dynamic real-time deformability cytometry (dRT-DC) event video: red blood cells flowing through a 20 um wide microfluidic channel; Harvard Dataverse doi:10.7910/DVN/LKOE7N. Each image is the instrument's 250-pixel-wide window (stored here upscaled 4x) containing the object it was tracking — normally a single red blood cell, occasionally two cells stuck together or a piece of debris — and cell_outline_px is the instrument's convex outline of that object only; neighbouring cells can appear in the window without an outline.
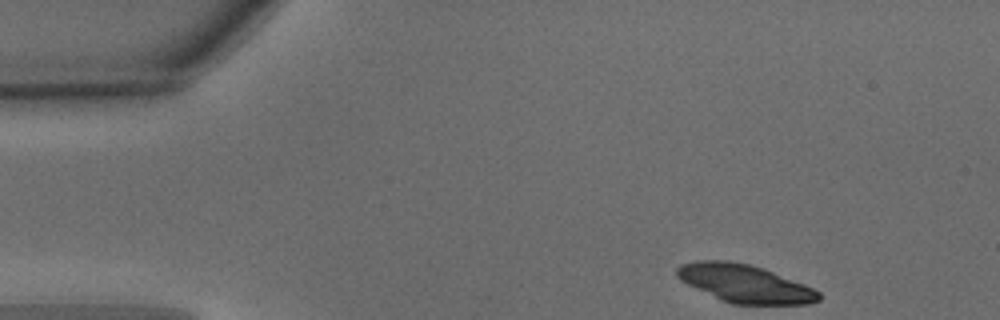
{"species": "common noctule bat (a hibernating species)", "species_latin": "Nyctalus noctula", "temperature_condition": "warm", "stored_images_in_passage": 38, "camera_frame_rate_fps": 3000, "um_per_image_px": 0.085, "animal": {"sex": "male", "body_mass_g": 15.6}, "frame": {"image": 1, "passage_image": 1, "time_ms": 0.0, "image_size_px": [1000, 320], "cell_outline_px": [[820, 300], [808, 304], [732, 304], [720, 300], [680, 280], [676, 276], [676, 268], [680, 264], [696, 260], [728, 260], [748, 264], [764, 268], [804, 284], [820, 292]], "centroid_in_image_um": [63.28, 24.09], "position_along_channel_um": 21.7, "area_um2": 31.39}}
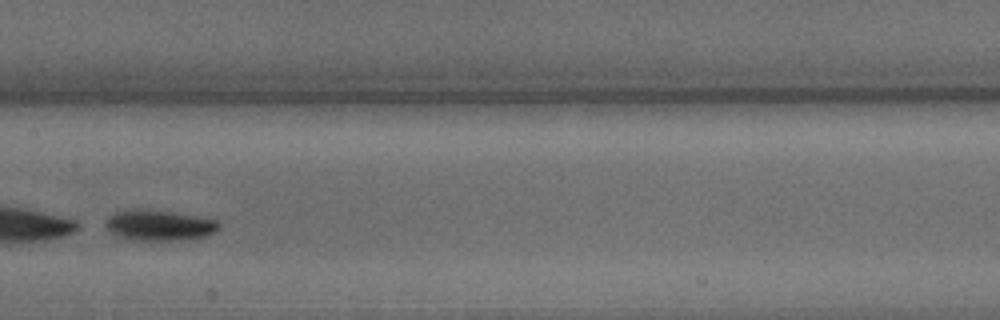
{"frame": {"image": 2, "passage_image": 21, "time_ms": 6.667, "image_size_px": [1000, 320], "cell_outline_px": [[220, 228], [216, 232], [208, 236], [188, 240], [132, 240], [116, 236], [104, 224], [108, 216], [116, 212], [136, 208], [140, 208], [172, 212], [216, 220], [220, 224]], "centroid_in_image_um": [13.54, 19.16], "position_along_channel_um": 193.9, "area_um2": 20.4}, "authors_computed_cell_mechanics": {"area_um2": 20.8369, "velocity_mm_per_s": 3.8477, "shape_relaxation_time_tau1_ms": 0.7821, "shape_relaxation_time_tau2_ms": null, "deformation_change_tau1": 0.262, "deformation_change_tau2": null}}